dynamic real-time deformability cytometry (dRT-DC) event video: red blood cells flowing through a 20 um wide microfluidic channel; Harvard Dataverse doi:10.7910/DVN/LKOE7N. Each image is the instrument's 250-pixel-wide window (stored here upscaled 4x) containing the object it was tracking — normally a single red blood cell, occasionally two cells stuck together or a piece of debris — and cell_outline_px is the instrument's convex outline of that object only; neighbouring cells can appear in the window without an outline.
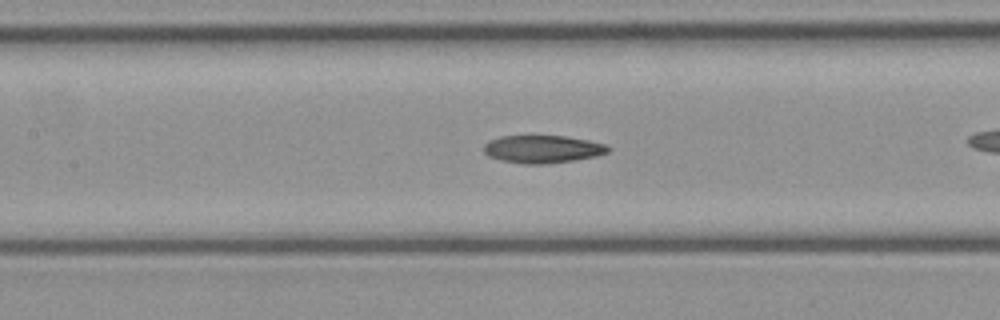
{"species": "common noctule bat (a hibernating species)", "species_latin": "Nyctalus noctula", "temperature_condition": "cold", "stored_images_in_passage": 34, "camera_frame_rate_fps": 3000, "um_per_image_px": 0.085, "animal": {"sex": "female", "body_mass_g": 21.9}, "frame": {"image": 1, "passage_image": 20, "time_ms": 6.333, "image_size_px": [1000, 320], "cell_outline_px": [[612, 148], [608, 152], [596, 156], [576, 160], [544, 164], [524, 164], [500, 160], [488, 156], [484, 152], [484, 144], [488, 140], [500, 136], [564, 136], [588, 140], [608, 144]], "centroid_in_image_um": [46.13, 12.67], "position_along_channel_um": 161.3, "area_um2": 20.29}}
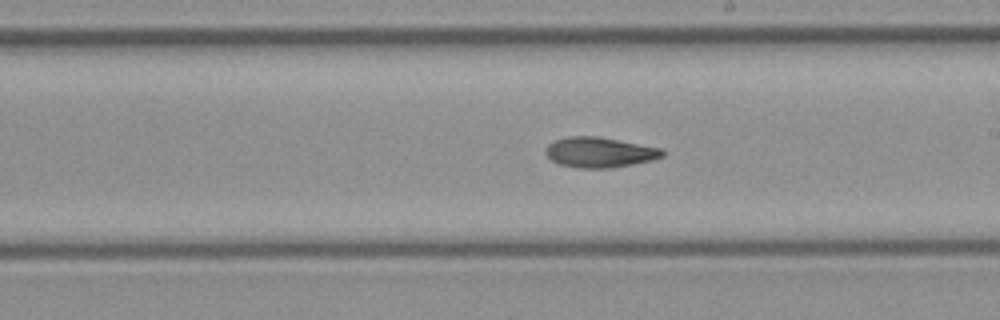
{"frame": {"image": 2, "passage_image": 25, "time_ms": 8.0, "image_size_px": [1000, 320], "cell_outline_px": [[664, 156], [652, 160], [632, 164], [608, 168], [580, 168], [560, 164], [552, 160], [544, 152], [548, 144], [556, 140], [568, 136], [596, 136], [664, 148]], "centroid_in_image_um": [50.99, 12.94], "position_along_channel_um": 238.0, "area_um2": 20.52}}